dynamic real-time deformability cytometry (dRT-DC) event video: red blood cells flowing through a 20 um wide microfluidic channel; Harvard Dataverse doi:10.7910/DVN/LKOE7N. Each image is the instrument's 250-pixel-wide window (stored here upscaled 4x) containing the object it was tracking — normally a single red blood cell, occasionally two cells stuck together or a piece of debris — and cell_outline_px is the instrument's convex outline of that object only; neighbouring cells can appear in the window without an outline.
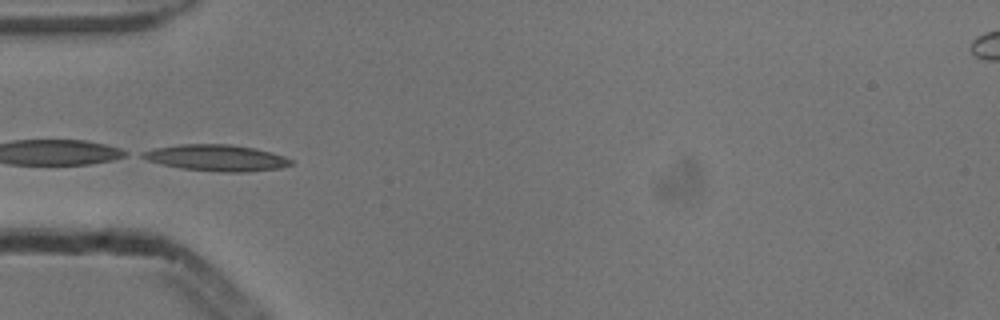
{"species": "common noctule bat (a hibernating species)", "species_latin": "Nyctalus noctula", "temperature_condition": "cold", "stored_images_in_passage": 6, "camera_frame_rate_fps": 3000, "um_per_image_px": 0.085, "animal": {"sex": "male", "body_mass_g": 13.3}, "frame": {"image": 1, "passage_image": 4, "time_ms": 1.0, "image_size_px": [1000, 320], "cell_outline_px": [[292, 164], [280, 168], [240, 172], [224, 172], [180, 168], [160, 164], [148, 160], [140, 156], [140, 152], [152, 148], [180, 144], [232, 144], [252, 148], [284, 156], [292, 160]], "centroid_in_image_um": [18.33, 13.41], "position_along_channel_um": 66.7, "area_um2": 22.6}}
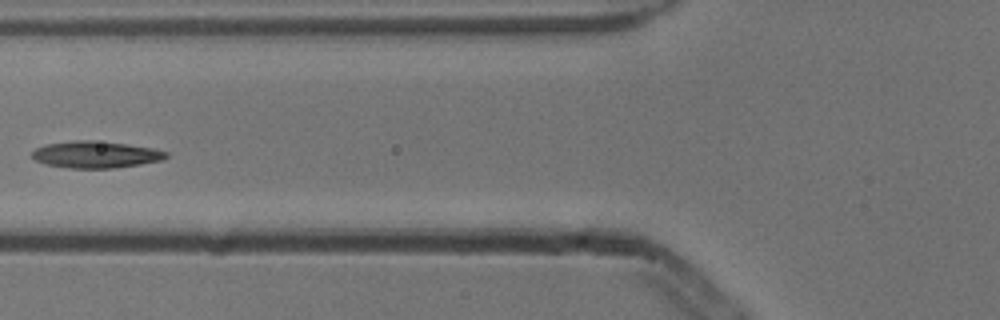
{"frame": {"image": 2, "passage_image": 5, "time_ms": 1.333, "image_size_px": [1000, 320], "cell_outline_px": [[168, 156], [164, 160], [140, 164], [112, 168], [68, 168], [48, 164], [36, 160], [32, 156], [32, 152], [36, 148], [44, 144], [72, 140], [92, 140], [124, 144], [152, 148], [168, 152]], "centroid_in_image_um": [8.13, 13.13], "position_along_channel_um": 117.7, "area_um2": 20.81}}
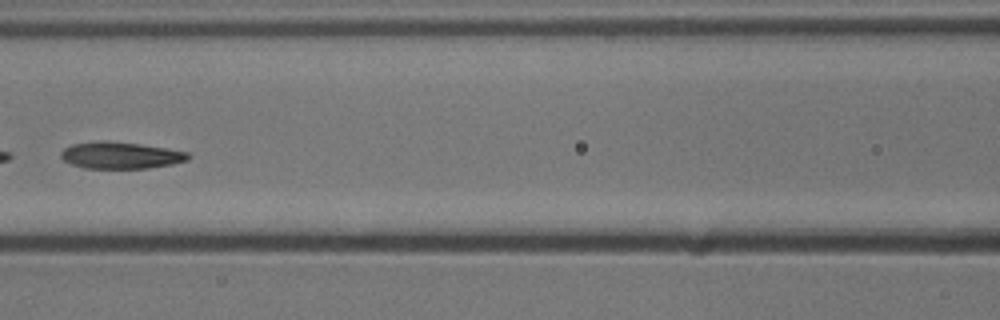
{"frame": {"image": 3, "passage_image": 6, "time_ms": 1.667, "image_size_px": [1000, 320], "cell_outline_px": [[192, 156], [188, 160], [172, 164], [148, 168], [84, 168], [72, 164], [64, 160], [60, 156], [60, 152], [64, 148], [72, 144], [100, 140], [104, 140], [140, 144], [188, 152]], "centroid_in_image_um": [10.24, 13.2], "position_along_channel_um": 156.4, "area_um2": 19.83}}